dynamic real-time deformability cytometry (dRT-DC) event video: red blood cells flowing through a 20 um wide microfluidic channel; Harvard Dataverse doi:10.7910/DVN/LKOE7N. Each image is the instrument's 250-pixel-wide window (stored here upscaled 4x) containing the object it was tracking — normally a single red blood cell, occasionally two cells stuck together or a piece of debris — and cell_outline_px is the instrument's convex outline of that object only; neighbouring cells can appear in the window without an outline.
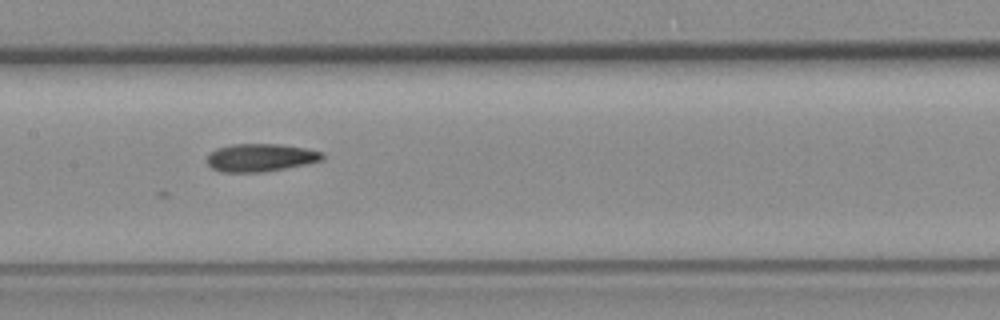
{"species": "common noctule bat (a hibernating species)", "species_latin": "Nyctalus noctula", "temperature_condition": "room temperature", "stored_images_in_passage": 11, "camera_frame_rate_fps": 3000, "um_per_image_px": 0.085, "animal": {"sex": "female", "body_mass_g": 19.3, "forearm_length_mm": 54.1}, "frame": {"image": 1, "passage_image": 4, "time_ms": 4.333, "image_size_px": [1000, 320], "cell_outline_px": [[324, 160], [308, 164], [264, 172], [220, 172], [212, 168], [208, 164], [208, 156], [216, 148], [232, 144], [280, 144], [304, 148], [324, 152]], "centroid_in_image_um": [22.18, 13.4], "position_along_channel_um": 185.2, "area_um2": 18.84}}
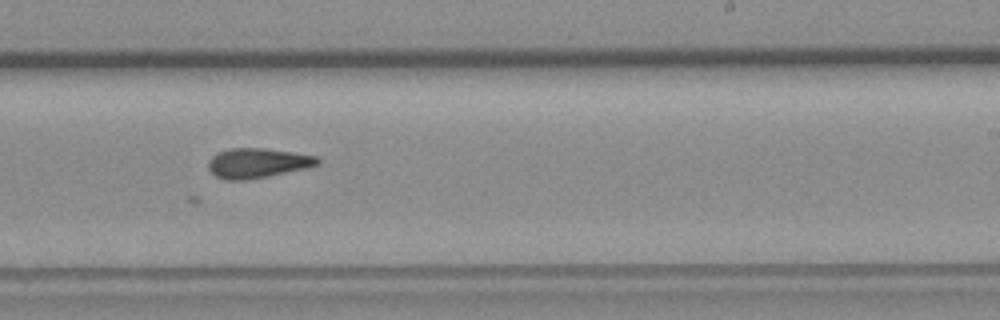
{"frame": {"image": 2, "passage_image": 6, "time_ms": 6.667, "image_size_px": [1000, 320], "cell_outline_px": [[320, 164], [304, 168], [268, 176], [244, 180], [224, 180], [216, 176], [208, 168], [208, 160], [216, 152], [228, 148], [264, 148], [292, 152], [316, 156], [320, 160]], "centroid_in_image_um": [21.84, 13.85], "position_along_channel_um": 267.2, "area_um2": 18.9}}
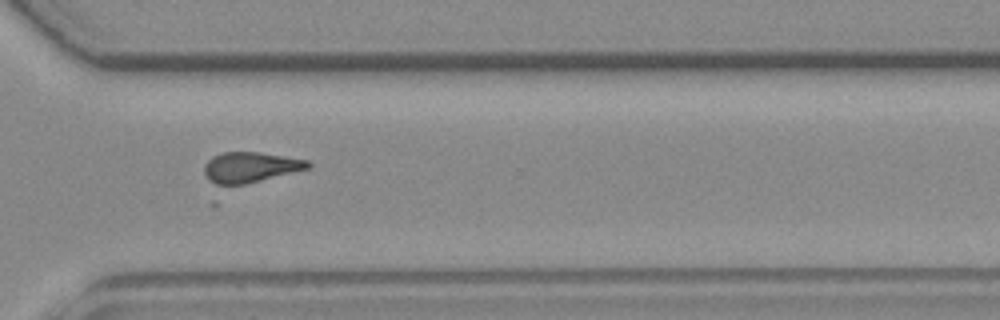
{"frame": {"image": 3, "passage_image": 8, "time_ms": 9.0, "image_size_px": [1000, 320], "cell_outline_px": [[312, 164], [308, 168], [244, 184], [220, 188], [208, 180], [204, 172], [204, 164], [212, 156], [224, 152], [260, 152], [308, 160]], "centroid_in_image_um": [21.19, 14.23], "position_along_channel_um": 349.4, "area_um2": 18.55}}